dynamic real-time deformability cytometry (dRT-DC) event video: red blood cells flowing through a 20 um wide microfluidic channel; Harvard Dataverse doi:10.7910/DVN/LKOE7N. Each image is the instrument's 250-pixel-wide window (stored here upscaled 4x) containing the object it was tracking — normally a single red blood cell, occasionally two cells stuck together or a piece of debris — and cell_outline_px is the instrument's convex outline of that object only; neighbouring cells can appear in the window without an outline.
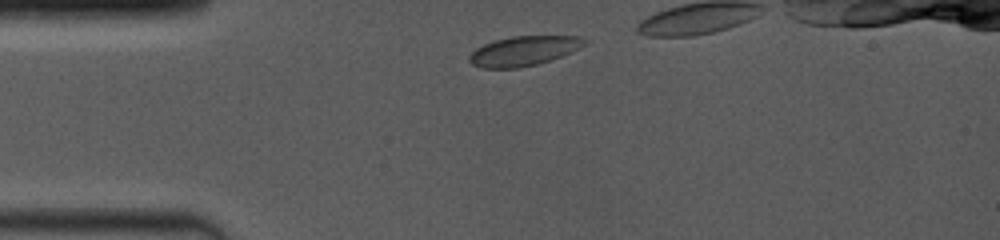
{"species": "common noctule bat (a hibernating species)", "species_latin": "Nyctalus noctula", "temperature_condition": "room temperature", "stored_images_in_passage": 19, "camera_frame_rate_fps": 4000, "um_per_image_px": 0.085, "animal": {"sex": "female", "body_mass_g": 19.0, "forearm_length_mm": 53.3}, "frame": {"image": 1, "passage_image": 1, "time_ms": 0.0, "image_size_px": [1000, 240], "cell_outline_px": [[592, 40], [588, 44], [552, 60], [536, 64], [516, 68], [480, 68], [472, 64], [468, 60], [468, 56], [476, 48], [492, 40], [512, 36], [580, 36]], "centroid_in_image_um": [44.54, 4.31], "position_along_channel_um": 40.5, "area_um2": 20.17}}
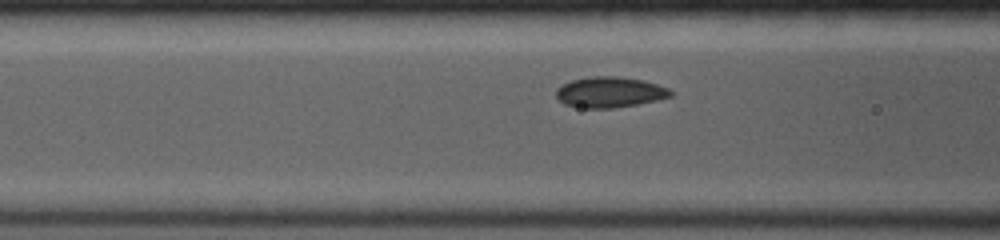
{"frame": {"image": 2, "passage_image": 10, "time_ms": 2.5, "image_size_px": [1000, 240], "cell_outline_px": [[676, 92], [672, 96], [656, 100], [636, 104], [612, 108], [580, 108], [564, 104], [556, 96], [556, 88], [560, 84], [572, 80], [592, 76], [616, 76], [644, 80], [668, 88]], "centroid_in_image_um": [51.82, 7.83], "position_along_channel_um": 114.8, "area_um2": 20.58}}
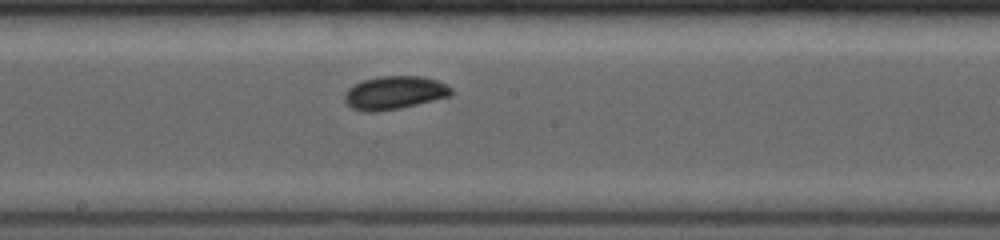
{"frame": {"image": 3, "passage_image": 18, "time_ms": 5.0, "image_size_px": [1000, 240], "cell_outline_px": [[452, 96], [400, 108], [376, 112], [364, 112], [352, 108], [344, 100], [344, 96], [348, 88], [364, 80], [380, 76], [420, 76], [436, 80], [452, 88]], "centroid_in_image_um": [33.53, 7.89], "position_along_channel_um": 214.7, "area_um2": 20.58}}